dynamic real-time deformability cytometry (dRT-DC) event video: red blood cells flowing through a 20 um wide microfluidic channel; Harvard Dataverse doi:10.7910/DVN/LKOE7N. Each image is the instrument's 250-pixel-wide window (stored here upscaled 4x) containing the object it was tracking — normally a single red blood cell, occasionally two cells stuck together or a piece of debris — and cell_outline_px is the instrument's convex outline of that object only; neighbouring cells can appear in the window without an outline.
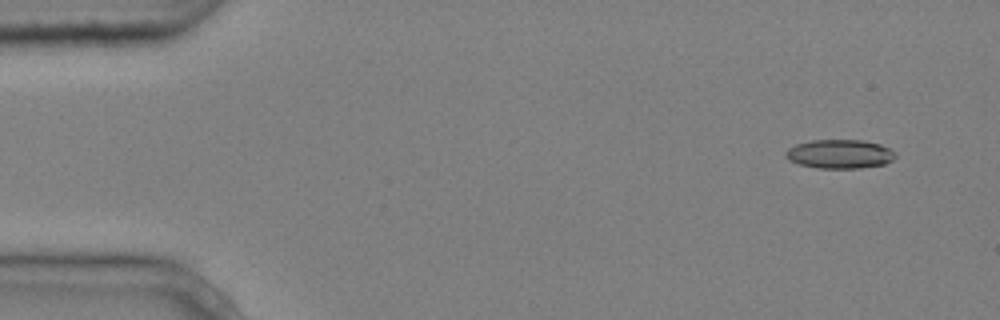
{"species": "common noctule bat (a hibernating species)", "species_latin": "Nyctalus noctula", "temperature_condition": "cold", "stored_images_in_passage": 5, "camera_frame_rate_fps": 3000, "um_per_image_px": 0.085, "animal": {"sex": "male", "body_mass_g": 20.4}, "frame": {"image": 1, "passage_image": 1, "time_ms": 0.0, "image_size_px": [1000, 320], "cell_outline_px": [[896, 156], [892, 160], [884, 164], [860, 168], [816, 168], [800, 164], [788, 160], [784, 156], [784, 152], [788, 148], [796, 144], [812, 140], [864, 140], [880, 144], [896, 152]], "centroid_in_image_um": [71.36, 13.09], "position_along_channel_um": 13.6, "area_um2": 18.61}}